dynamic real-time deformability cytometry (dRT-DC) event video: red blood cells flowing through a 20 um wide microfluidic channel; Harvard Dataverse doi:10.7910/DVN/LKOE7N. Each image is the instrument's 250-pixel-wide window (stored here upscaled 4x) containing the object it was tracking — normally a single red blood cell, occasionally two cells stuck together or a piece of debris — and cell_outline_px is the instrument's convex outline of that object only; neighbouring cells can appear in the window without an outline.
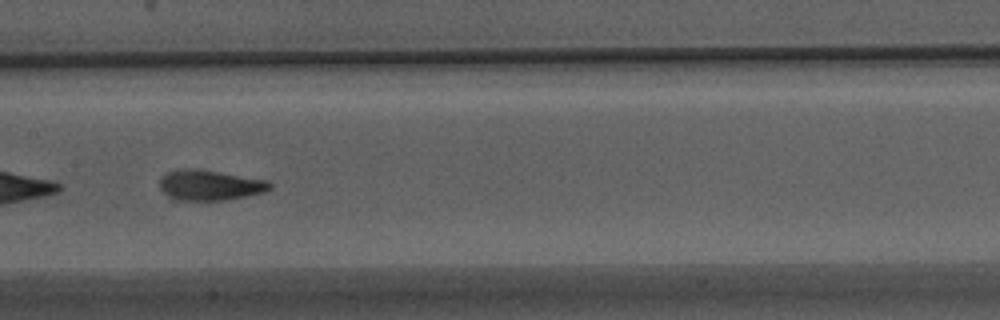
{"species": "Egyptian fruit bat (a non-hibernating species)", "species_latin": "Rousettus aegyptiacus", "temperature_condition": "warm", "stored_images_in_passage": 48, "segment_of_instrument_passage": [2, 2], "camera_frame_rate_fps": 3000, "um_per_image_px": 0.085, "animal": {"sex": "male"}, "frame": {"image": 1, "passage_image": 22, "time_ms": 7.0, "image_size_px": [1000, 320], "cell_outline_px": [[272, 188], [264, 192], [224, 200], [184, 200], [168, 196], [160, 188], [160, 180], [168, 172], [216, 172], [264, 180], [272, 184]], "centroid_in_image_um": [17.9, 15.8], "position_along_channel_um": 189.5, "area_um2": 18.03}}
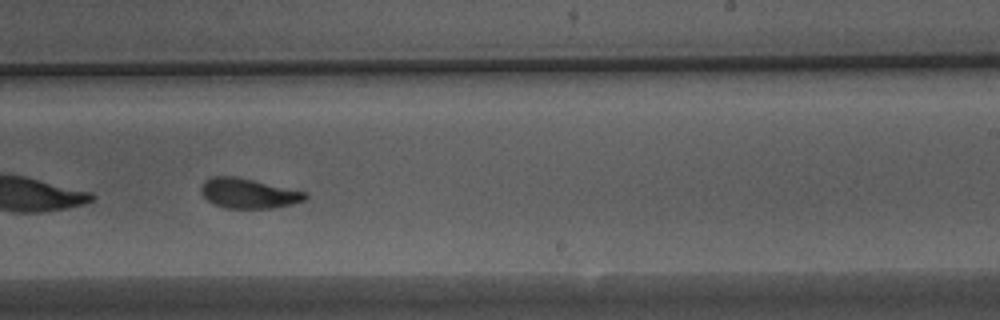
{"frame": {"image": 2, "passage_image": 28, "time_ms": 9.0, "image_size_px": [1000, 320], "cell_outline_px": [[308, 196], [304, 200], [292, 204], [272, 208], [224, 208], [212, 204], [200, 192], [200, 188], [204, 180], [212, 176], [236, 176], [308, 192]], "centroid_in_image_um": [21.1, 16.43], "position_along_channel_um": 267.9, "area_um2": 18.32}}
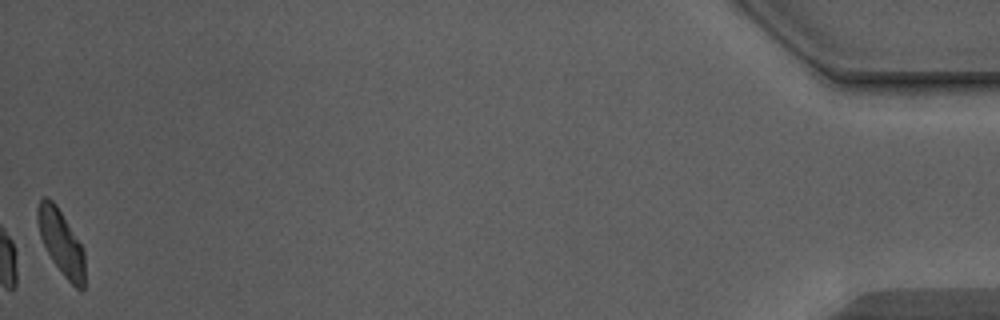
{"frame": {"image": 3, "passage_image": 48, "time_ms": 15.667, "image_size_px": [1000, 320], "cell_outline_px": [[84, 288], [76, 288], [64, 276], [52, 260], [40, 236], [36, 220], [36, 208], [40, 200], [44, 196], [48, 196], [56, 204], [84, 248]], "centroid_in_image_um": [5.18, 20.55], "position_along_channel_um": 430.0, "area_um2": 17.86}}